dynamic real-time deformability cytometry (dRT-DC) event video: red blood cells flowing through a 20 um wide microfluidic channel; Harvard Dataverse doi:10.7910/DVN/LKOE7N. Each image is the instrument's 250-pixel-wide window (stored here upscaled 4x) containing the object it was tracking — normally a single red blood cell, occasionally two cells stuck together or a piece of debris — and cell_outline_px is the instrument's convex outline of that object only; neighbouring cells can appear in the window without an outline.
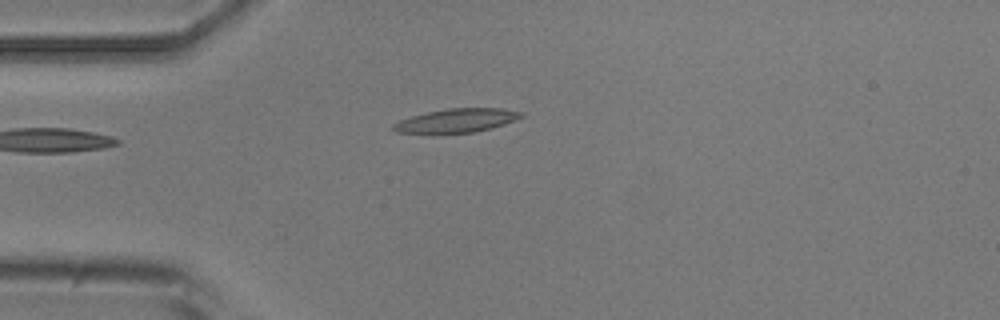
{"species": "common noctule bat (a hibernating species)", "species_latin": "Nyctalus noctula", "temperature_condition": "room temperature", "stored_images_in_passage": 4, "camera_frame_rate_fps": 3000, "um_per_image_px": 0.085, "animal": {"sex": "male", "body_mass_g": 20.5, "forearm_length_mm": 52.5}, "frame": {"image": 1, "passage_image": 4, "time_ms": 4.333, "image_size_px": [1000, 320], "cell_outline_px": [[524, 116], [516, 120], [492, 128], [476, 132], [396, 132], [392, 128], [392, 124], [400, 120], [412, 116], [428, 112], [448, 108], [500, 108], [524, 112]], "centroid_in_image_um": [38.88, 10.23], "position_along_channel_um": 46.1, "area_um2": 17.4}}